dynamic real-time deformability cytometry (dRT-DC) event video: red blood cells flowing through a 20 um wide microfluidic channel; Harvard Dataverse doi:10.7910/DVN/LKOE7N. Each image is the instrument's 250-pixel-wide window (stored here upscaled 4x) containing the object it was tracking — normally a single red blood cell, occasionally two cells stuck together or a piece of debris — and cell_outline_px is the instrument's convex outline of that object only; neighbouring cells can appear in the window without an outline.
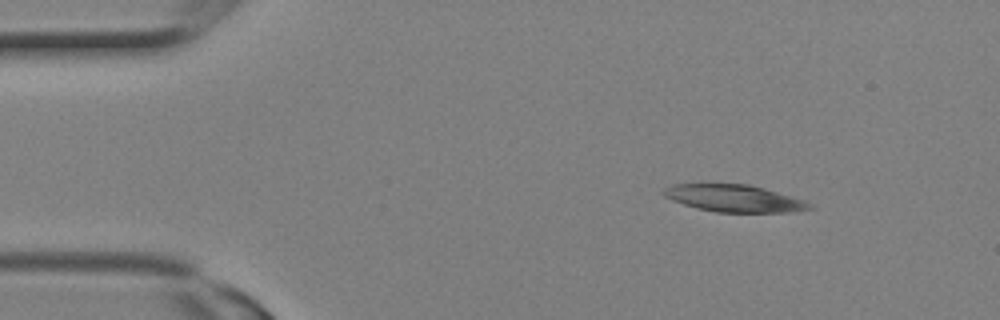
{"species": "Egyptian fruit bat (a non-hibernating species)", "species_latin": "Rousettus aegyptiacus", "temperature_condition": "room temperature", "stored_images_in_passage": 2, "camera_frame_rate_fps": 3000, "um_per_image_px": 0.085, "animal": {"sex": "female"}, "frame": {"image": 1, "passage_image": 1, "time_ms": 0.0, "image_size_px": [1000, 320], "cell_outline_px": [[816, 208], [792, 212], [716, 212], [696, 208], [672, 200], [664, 196], [660, 192], [664, 188], [672, 184], [748, 184], [764, 188], [804, 200], [812, 204]], "centroid_in_image_um": [62.4, 16.86], "position_along_channel_um": 22.6, "area_um2": 23.12}}